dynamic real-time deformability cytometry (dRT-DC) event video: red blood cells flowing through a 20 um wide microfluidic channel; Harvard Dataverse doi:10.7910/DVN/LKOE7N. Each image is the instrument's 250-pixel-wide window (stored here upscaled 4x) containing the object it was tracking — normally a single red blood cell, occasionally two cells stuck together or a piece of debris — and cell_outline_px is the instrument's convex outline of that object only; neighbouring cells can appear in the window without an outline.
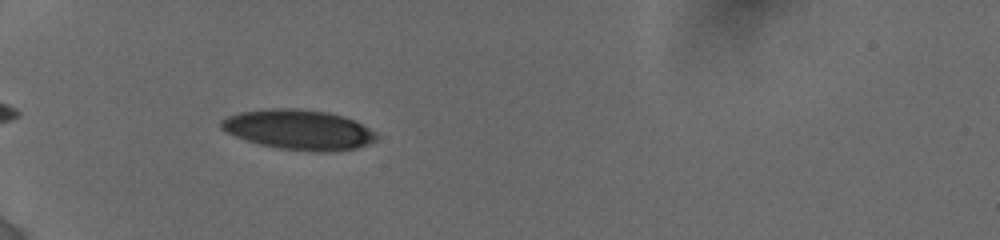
{"species": "human", "species_latin": "Homo sapiens", "temperature_condition": "cold", "stored_images_in_passage": 7, "camera_frame_rate_fps": 3000, "um_per_image_px": 0.085, "donor": {"sex": "female"}, "frame": {"image": 1, "passage_image": 2, "time_ms": 1.0, "image_size_px": [1000, 240], "cell_outline_px": [[376, 140], [368, 144], [356, 148], [320, 152], [316, 152], [276, 148], [260, 144], [236, 136], [220, 128], [220, 120], [228, 116], [240, 112], [268, 108], [296, 108], [328, 112], [344, 116], [376, 132]], "centroid_in_image_um": [25.37, 11.01], "position_along_channel_um": 59.6, "area_um2": 35.95}}
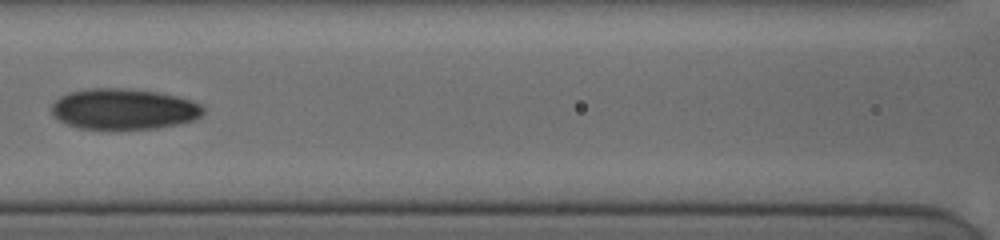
{"frame": {"image": 2, "passage_image": 5, "time_ms": 4.0, "image_size_px": [1000, 240], "cell_outline_px": [[204, 112], [200, 116], [192, 120], [176, 124], [156, 128], [80, 128], [68, 124], [60, 120], [52, 112], [52, 104], [60, 96], [68, 92], [88, 88], [124, 88], [160, 92], [192, 100], [200, 104], [204, 108]], "centroid_in_image_um": [10.53, 9.24], "position_along_channel_um": 156.1, "area_um2": 35.72}}
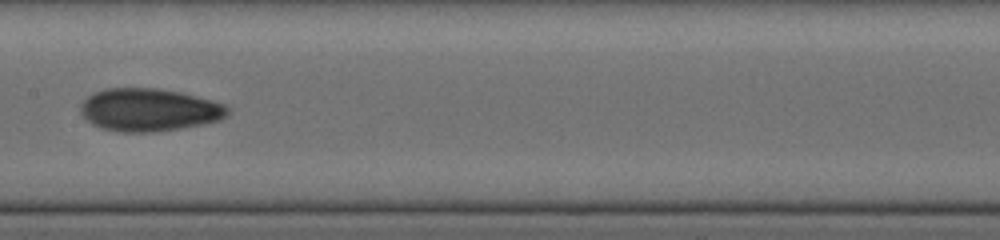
{"frame": {"image": 3, "passage_image": 6, "time_ms": 5.0, "image_size_px": [1000, 240], "cell_outline_px": [[228, 112], [220, 120], [180, 128], [156, 132], [120, 132], [100, 128], [92, 124], [80, 112], [80, 104], [88, 96], [104, 88], [156, 88], [180, 92], [212, 100], [224, 104], [228, 108]], "centroid_in_image_um": [12.64, 9.34], "position_along_channel_um": 194.8, "area_um2": 36.53}}